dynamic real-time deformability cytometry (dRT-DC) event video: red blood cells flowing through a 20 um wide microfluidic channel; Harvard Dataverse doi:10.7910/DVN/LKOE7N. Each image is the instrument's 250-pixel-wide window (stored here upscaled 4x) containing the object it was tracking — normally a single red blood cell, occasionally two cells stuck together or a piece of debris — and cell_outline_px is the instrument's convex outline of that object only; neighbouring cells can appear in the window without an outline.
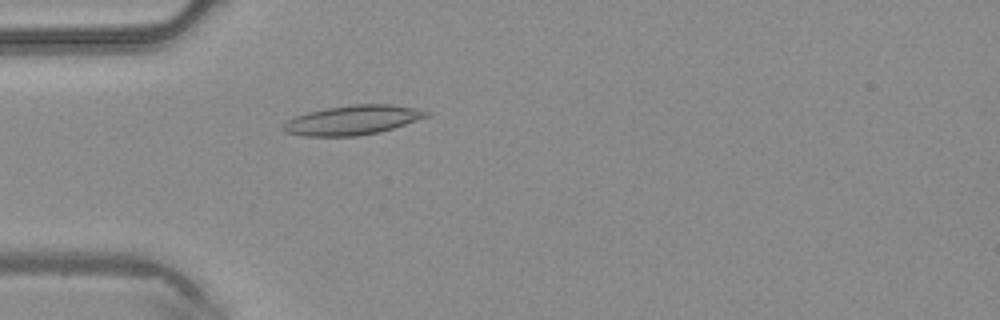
{"species": "common noctule bat (a hibernating species)", "species_latin": "Nyctalus noctula", "temperature_condition": "warm", "stored_images_in_passage": 3, "camera_frame_rate_fps": 3000, "um_per_image_px": 0.085, "animal": {"sex": "male", "body_mass_g": 20.4}, "frame": {"image": 1, "passage_image": 3, "time_ms": 0.667, "image_size_px": [1000, 320], "cell_outline_px": [[432, 112], [428, 116], [380, 132], [360, 136], [304, 136], [284, 132], [280, 128], [284, 120], [308, 112], [328, 108], [352, 104], [392, 104], [416, 108]], "centroid_in_image_um": [29.93, 10.21], "position_along_channel_um": 55.1, "area_um2": 24.68}}